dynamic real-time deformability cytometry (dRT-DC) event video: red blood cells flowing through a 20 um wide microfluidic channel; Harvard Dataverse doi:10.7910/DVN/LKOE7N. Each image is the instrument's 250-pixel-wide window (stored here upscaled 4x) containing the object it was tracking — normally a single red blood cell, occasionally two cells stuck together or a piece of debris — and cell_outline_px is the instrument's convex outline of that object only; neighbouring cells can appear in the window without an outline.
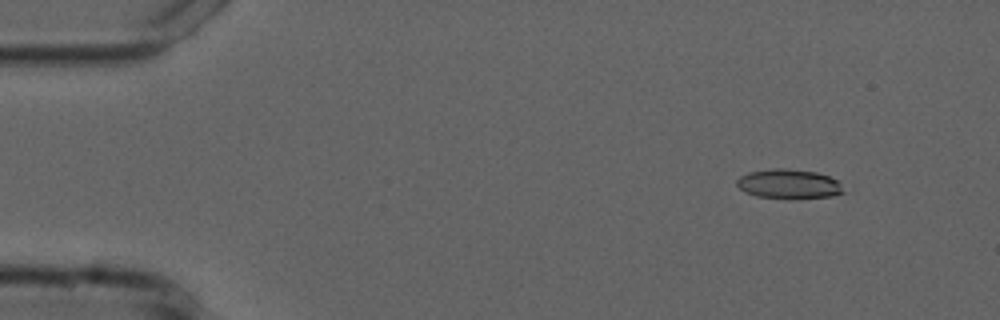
{"species": "common noctule bat (a hibernating species)", "species_latin": "Nyctalus noctula", "temperature_condition": "cold", "stored_images_in_passage": 52, "camera_frame_rate_fps": 3000, "um_per_image_px": 0.085, "animal": {"sex": "male", "forearm_length_mm": 52.5}, "frame": {"image": 1, "passage_image": 3, "time_ms": 0.667, "image_size_px": [1000, 320], "cell_outline_px": [[844, 192], [832, 196], [756, 196], [744, 192], [736, 184], [736, 180], [740, 176], [748, 172], [772, 168], [780, 168], [816, 172], [828, 176], [836, 180], [840, 184]], "centroid_in_image_um": [66.99, 15.59], "position_along_channel_um": 18.0, "area_um2": 17.46}}
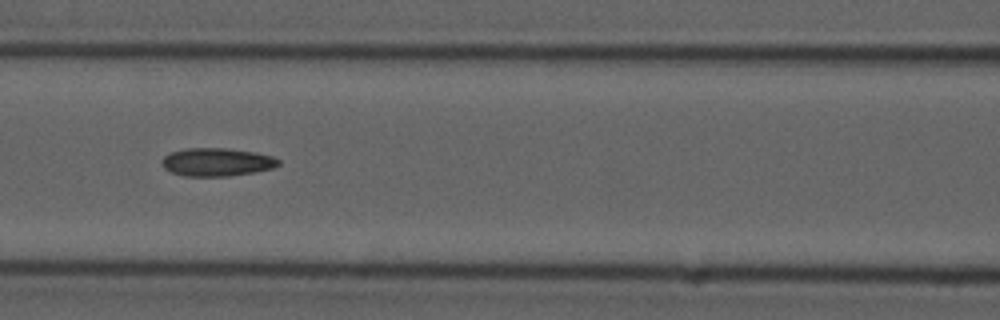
{"frame": {"image": 2, "passage_image": 21, "time_ms": 6.667, "image_size_px": [1000, 320], "cell_outline_px": [[280, 164], [272, 168], [256, 172], [228, 176], [184, 176], [172, 172], [164, 168], [160, 160], [164, 156], [172, 152], [184, 148], [228, 148], [256, 152], [272, 156], [280, 160]], "centroid_in_image_um": [18.43, 13.77], "position_along_channel_um": 148.2, "area_um2": 19.25}}
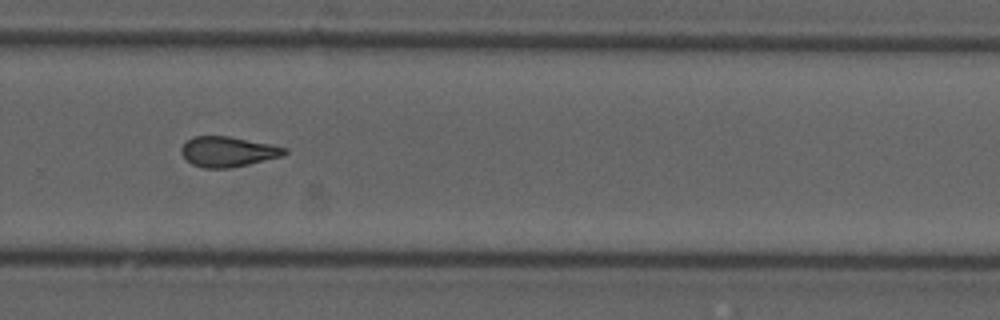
{"frame": {"image": 3, "passage_image": 34, "time_ms": 11.0, "image_size_px": [1000, 320], "cell_outline_px": [[288, 152], [284, 156], [248, 164], [228, 168], [204, 168], [192, 164], [180, 152], [180, 148], [192, 136], [228, 136], [272, 144], [288, 148]], "centroid_in_image_um": [19.4, 12.88], "position_along_channel_um": 310.4, "area_um2": 18.21}, "authors_computed_cell_mechanics": {"area_um2": 18.3804, "velocity_mm_per_s": 3.7524, "shape_relaxation_time_tau1_ms": null, "shape_relaxation_time_tau2_ms": 3.5906, "deformation_change_tau1": null, "deformation_change_tau2": 0.1187}}